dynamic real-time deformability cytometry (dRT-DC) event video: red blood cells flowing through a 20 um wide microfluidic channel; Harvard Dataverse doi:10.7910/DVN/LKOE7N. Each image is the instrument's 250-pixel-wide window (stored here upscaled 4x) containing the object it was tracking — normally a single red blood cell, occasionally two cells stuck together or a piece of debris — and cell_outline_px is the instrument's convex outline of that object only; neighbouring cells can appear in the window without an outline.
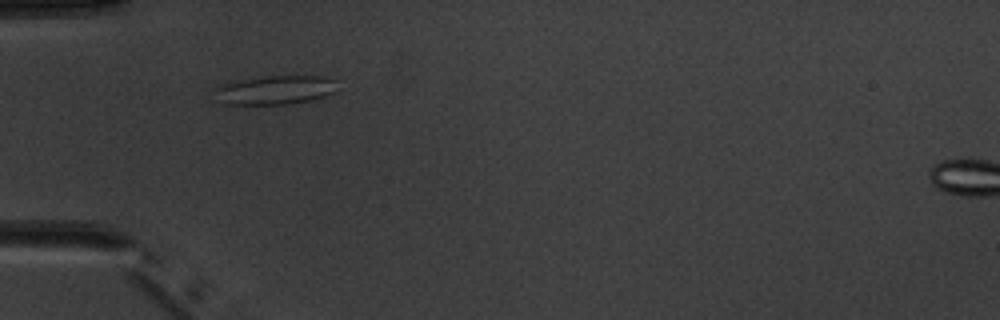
{"species": "common noctule bat (a hibernating species)", "species_latin": "Nyctalus noctula", "temperature_condition": "warm", "stored_images_in_passage": 2, "camera_frame_rate_fps": 3000, "um_per_image_px": 0.085, "animal": {"sex": "male", "body_mass_g": 20.1, "forearm_length_mm": 53.5}, "frame": {"image": 1, "passage_image": 1, "time_ms": 0.0, "image_size_px": [1000, 320], "cell_outline_px": [[336, 80], [332, 92], [324, 96], [308, 100], [288, 104], [224, 104], [212, 88], [224, 84], [240, 80], [264, 76], [320, 76]], "centroid_in_image_um": [23.35, 7.64], "position_along_channel_um": 61.6, "area_um2": 20.17}}
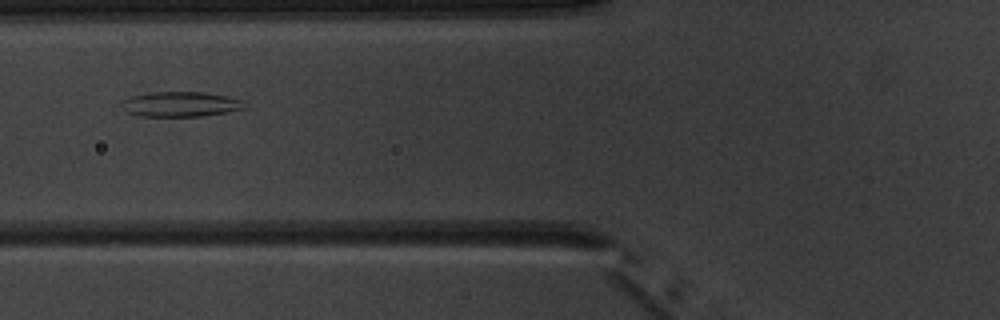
{"frame": {"image": 2, "passage_image": 2, "time_ms": 1.333, "image_size_px": [1000, 320], "cell_outline_px": [[240, 108], [228, 112], [200, 116], [140, 116], [124, 112], [120, 104], [120, 100], [132, 96], [152, 92], [204, 92], [228, 96], [240, 100]], "centroid_in_image_um": [15.2, 8.85], "position_along_channel_um": 110.6, "area_um2": 17.74}}